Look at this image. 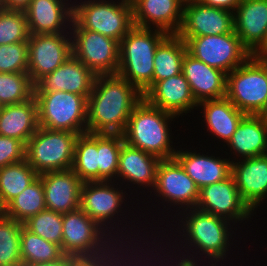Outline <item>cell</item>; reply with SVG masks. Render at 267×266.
<instances>
[{
    "label": "cell",
    "instance_id": "40",
    "mask_svg": "<svg viewBox=\"0 0 267 266\" xmlns=\"http://www.w3.org/2000/svg\"><path fill=\"white\" fill-rule=\"evenodd\" d=\"M107 236L106 234L105 237H102L87 249H76L69 254L72 266H107V262H110L112 258L113 250H116V246H113L115 242H111L113 238L110 237L107 239ZM108 242L110 243L108 244ZM111 243L113 244L111 245Z\"/></svg>",
    "mask_w": 267,
    "mask_h": 266
},
{
    "label": "cell",
    "instance_id": "29",
    "mask_svg": "<svg viewBox=\"0 0 267 266\" xmlns=\"http://www.w3.org/2000/svg\"><path fill=\"white\" fill-rule=\"evenodd\" d=\"M197 106H203L202 109L204 110L203 113L208 130L226 143L231 140L236 127L245 116L226 97L204 100L199 102Z\"/></svg>",
    "mask_w": 267,
    "mask_h": 266
},
{
    "label": "cell",
    "instance_id": "42",
    "mask_svg": "<svg viewBox=\"0 0 267 266\" xmlns=\"http://www.w3.org/2000/svg\"><path fill=\"white\" fill-rule=\"evenodd\" d=\"M25 149L18 139L0 135V168L24 160Z\"/></svg>",
    "mask_w": 267,
    "mask_h": 266
},
{
    "label": "cell",
    "instance_id": "17",
    "mask_svg": "<svg viewBox=\"0 0 267 266\" xmlns=\"http://www.w3.org/2000/svg\"><path fill=\"white\" fill-rule=\"evenodd\" d=\"M133 24L140 28L156 25L168 34H177L183 19L185 0H130Z\"/></svg>",
    "mask_w": 267,
    "mask_h": 266
},
{
    "label": "cell",
    "instance_id": "9",
    "mask_svg": "<svg viewBox=\"0 0 267 266\" xmlns=\"http://www.w3.org/2000/svg\"><path fill=\"white\" fill-rule=\"evenodd\" d=\"M72 55L96 75L117 74L120 43L98 32L80 28L73 20Z\"/></svg>",
    "mask_w": 267,
    "mask_h": 266
},
{
    "label": "cell",
    "instance_id": "37",
    "mask_svg": "<svg viewBox=\"0 0 267 266\" xmlns=\"http://www.w3.org/2000/svg\"><path fill=\"white\" fill-rule=\"evenodd\" d=\"M123 135L98 134V181H112L117 176Z\"/></svg>",
    "mask_w": 267,
    "mask_h": 266
},
{
    "label": "cell",
    "instance_id": "11",
    "mask_svg": "<svg viewBox=\"0 0 267 266\" xmlns=\"http://www.w3.org/2000/svg\"><path fill=\"white\" fill-rule=\"evenodd\" d=\"M66 33L30 34L28 39V74L35 84L72 56V39Z\"/></svg>",
    "mask_w": 267,
    "mask_h": 266
},
{
    "label": "cell",
    "instance_id": "35",
    "mask_svg": "<svg viewBox=\"0 0 267 266\" xmlns=\"http://www.w3.org/2000/svg\"><path fill=\"white\" fill-rule=\"evenodd\" d=\"M24 223L3 216L0 218V266H23L20 253V232Z\"/></svg>",
    "mask_w": 267,
    "mask_h": 266
},
{
    "label": "cell",
    "instance_id": "28",
    "mask_svg": "<svg viewBox=\"0 0 267 266\" xmlns=\"http://www.w3.org/2000/svg\"><path fill=\"white\" fill-rule=\"evenodd\" d=\"M242 159L267 154V122L259 115H245L227 143Z\"/></svg>",
    "mask_w": 267,
    "mask_h": 266
},
{
    "label": "cell",
    "instance_id": "31",
    "mask_svg": "<svg viewBox=\"0 0 267 266\" xmlns=\"http://www.w3.org/2000/svg\"><path fill=\"white\" fill-rule=\"evenodd\" d=\"M98 165V134L78 135L72 170L83 182L98 181Z\"/></svg>",
    "mask_w": 267,
    "mask_h": 266
},
{
    "label": "cell",
    "instance_id": "3",
    "mask_svg": "<svg viewBox=\"0 0 267 266\" xmlns=\"http://www.w3.org/2000/svg\"><path fill=\"white\" fill-rule=\"evenodd\" d=\"M176 116L150 105L144 98L132 111L124 142L144 152L157 156L161 160L172 159L176 150L170 140L169 121Z\"/></svg>",
    "mask_w": 267,
    "mask_h": 266
},
{
    "label": "cell",
    "instance_id": "20",
    "mask_svg": "<svg viewBox=\"0 0 267 266\" xmlns=\"http://www.w3.org/2000/svg\"><path fill=\"white\" fill-rule=\"evenodd\" d=\"M144 99L150 105L178 117L194 109V106L198 107L189 82L182 73L156 82L144 94Z\"/></svg>",
    "mask_w": 267,
    "mask_h": 266
},
{
    "label": "cell",
    "instance_id": "30",
    "mask_svg": "<svg viewBox=\"0 0 267 266\" xmlns=\"http://www.w3.org/2000/svg\"><path fill=\"white\" fill-rule=\"evenodd\" d=\"M186 52L185 41L177 34H169L155 51L153 85L182 73V63Z\"/></svg>",
    "mask_w": 267,
    "mask_h": 266
},
{
    "label": "cell",
    "instance_id": "43",
    "mask_svg": "<svg viewBox=\"0 0 267 266\" xmlns=\"http://www.w3.org/2000/svg\"><path fill=\"white\" fill-rule=\"evenodd\" d=\"M204 5L234 12L241 0H198Z\"/></svg>",
    "mask_w": 267,
    "mask_h": 266
},
{
    "label": "cell",
    "instance_id": "10",
    "mask_svg": "<svg viewBox=\"0 0 267 266\" xmlns=\"http://www.w3.org/2000/svg\"><path fill=\"white\" fill-rule=\"evenodd\" d=\"M185 43L187 52L195 59L226 74L252 55L234 30L228 34L191 37Z\"/></svg>",
    "mask_w": 267,
    "mask_h": 266
},
{
    "label": "cell",
    "instance_id": "23",
    "mask_svg": "<svg viewBox=\"0 0 267 266\" xmlns=\"http://www.w3.org/2000/svg\"><path fill=\"white\" fill-rule=\"evenodd\" d=\"M66 4L65 0H31L25 11L29 33H64L67 31L64 30L66 29L64 26L67 27L72 22L73 7L72 4L70 6Z\"/></svg>",
    "mask_w": 267,
    "mask_h": 266
},
{
    "label": "cell",
    "instance_id": "32",
    "mask_svg": "<svg viewBox=\"0 0 267 266\" xmlns=\"http://www.w3.org/2000/svg\"><path fill=\"white\" fill-rule=\"evenodd\" d=\"M45 209L44 188L38 177L5 206V216L24 223Z\"/></svg>",
    "mask_w": 267,
    "mask_h": 266
},
{
    "label": "cell",
    "instance_id": "19",
    "mask_svg": "<svg viewBox=\"0 0 267 266\" xmlns=\"http://www.w3.org/2000/svg\"><path fill=\"white\" fill-rule=\"evenodd\" d=\"M110 183L112 181L83 182L81 187L80 208L103 229H108L106 222L118 215L124 202L123 190Z\"/></svg>",
    "mask_w": 267,
    "mask_h": 266
},
{
    "label": "cell",
    "instance_id": "5",
    "mask_svg": "<svg viewBox=\"0 0 267 266\" xmlns=\"http://www.w3.org/2000/svg\"><path fill=\"white\" fill-rule=\"evenodd\" d=\"M39 127L49 130L87 132V99L66 91L34 92Z\"/></svg>",
    "mask_w": 267,
    "mask_h": 266
},
{
    "label": "cell",
    "instance_id": "14",
    "mask_svg": "<svg viewBox=\"0 0 267 266\" xmlns=\"http://www.w3.org/2000/svg\"><path fill=\"white\" fill-rule=\"evenodd\" d=\"M153 190L158 197L170 204L181 205L185 211L195 208L199 200L198 187L175 158L160 161Z\"/></svg>",
    "mask_w": 267,
    "mask_h": 266
},
{
    "label": "cell",
    "instance_id": "4",
    "mask_svg": "<svg viewBox=\"0 0 267 266\" xmlns=\"http://www.w3.org/2000/svg\"><path fill=\"white\" fill-rule=\"evenodd\" d=\"M225 97L245 115H260L267 104V62L261 55L226 75Z\"/></svg>",
    "mask_w": 267,
    "mask_h": 266
},
{
    "label": "cell",
    "instance_id": "26",
    "mask_svg": "<svg viewBox=\"0 0 267 266\" xmlns=\"http://www.w3.org/2000/svg\"><path fill=\"white\" fill-rule=\"evenodd\" d=\"M161 159L123 142L119 152L117 177L138 186L154 187Z\"/></svg>",
    "mask_w": 267,
    "mask_h": 266
},
{
    "label": "cell",
    "instance_id": "12",
    "mask_svg": "<svg viewBox=\"0 0 267 266\" xmlns=\"http://www.w3.org/2000/svg\"><path fill=\"white\" fill-rule=\"evenodd\" d=\"M233 30L232 11L204 5L198 0H185L182 24L177 33L185 42L191 37L228 34Z\"/></svg>",
    "mask_w": 267,
    "mask_h": 266
},
{
    "label": "cell",
    "instance_id": "13",
    "mask_svg": "<svg viewBox=\"0 0 267 266\" xmlns=\"http://www.w3.org/2000/svg\"><path fill=\"white\" fill-rule=\"evenodd\" d=\"M199 211L225 218L231 222L249 218L253 211L240 197L232 174L219 182L199 190V200L195 207Z\"/></svg>",
    "mask_w": 267,
    "mask_h": 266
},
{
    "label": "cell",
    "instance_id": "21",
    "mask_svg": "<svg viewBox=\"0 0 267 266\" xmlns=\"http://www.w3.org/2000/svg\"><path fill=\"white\" fill-rule=\"evenodd\" d=\"M232 162L234 177L240 197L254 211L267 197V154Z\"/></svg>",
    "mask_w": 267,
    "mask_h": 266
},
{
    "label": "cell",
    "instance_id": "22",
    "mask_svg": "<svg viewBox=\"0 0 267 266\" xmlns=\"http://www.w3.org/2000/svg\"><path fill=\"white\" fill-rule=\"evenodd\" d=\"M182 74L189 82L191 93L197 103L225 97L227 74L195 59L188 52L184 55Z\"/></svg>",
    "mask_w": 267,
    "mask_h": 266
},
{
    "label": "cell",
    "instance_id": "18",
    "mask_svg": "<svg viewBox=\"0 0 267 266\" xmlns=\"http://www.w3.org/2000/svg\"><path fill=\"white\" fill-rule=\"evenodd\" d=\"M43 184L46 209L67 213L80 208L83 181L72 169L39 174Z\"/></svg>",
    "mask_w": 267,
    "mask_h": 266
},
{
    "label": "cell",
    "instance_id": "50",
    "mask_svg": "<svg viewBox=\"0 0 267 266\" xmlns=\"http://www.w3.org/2000/svg\"><path fill=\"white\" fill-rule=\"evenodd\" d=\"M4 9V0H0V10Z\"/></svg>",
    "mask_w": 267,
    "mask_h": 266
},
{
    "label": "cell",
    "instance_id": "6",
    "mask_svg": "<svg viewBox=\"0 0 267 266\" xmlns=\"http://www.w3.org/2000/svg\"><path fill=\"white\" fill-rule=\"evenodd\" d=\"M78 135L39 127L26 143L25 159L38 174L72 169Z\"/></svg>",
    "mask_w": 267,
    "mask_h": 266
},
{
    "label": "cell",
    "instance_id": "1",
    "mask_svg": "<svg viewBox=\"0 0 267 266\" xmlns=\"http://www.w3.org/2000/svg\"><path fill=\"white\" fill-rule=\"evenodd\" d=\"M143 98L135 85L118 74L96 75L87 101V133L123 135Z\"/></svg>",
    "mask_w": 267,
    "mask_h": 266
},
{
    "label": "cell",
    "instance_id": "16",
    "mask_svg": "<svg viewBox=\"0 0 267 266\" xmlns=\"http://www.w3.org/2000/svg\"><path fill=\"white\" fill-rule=\"evenodd\" d=\"M95 78L96 74L72 55L55 71L40 78L34 84V92L66 91L88 100Z\"/></svg>",
    "mask_w": 267,
    "mask_h": 266
},
{
    "label": "cell",
    "instance_id": "44",
    "mask_svg": "<svg viewBox=\"0 0 267 266\" xmlns=\"http://www.w3.org/2000/svg\"><path fill=\"white\" fill-rule=\"evenodd\" d=\"M31 0H4V9L25 12Z\"/></svg>",
    "mask_w": 267,
    "mask_h": 266
},
{
    "label": "cell",
    "instance_id": "38",
    "mask_svg": "<svg viewBox=\"0 0 267 266\" xmlns=\"http://www.w3.org/2000/svg\"><path fill=\"white\" fill-rule=\"evenodd\" d=\"M24 226L32 233L61 247L62 213L42 210L24 222Z\"/></svg>",
    "mask_w": 267,
    "mask_h": 266
},
{
    "label": "cell",
    "instance_id": "36",
    "mask_svg": "<svg viewBox=\"0 0 267 266\" xmlns=\"http://www.w3.org/2000/svg\"><path fill=\"white\" fill-rule=\"evenodd\" d=\"M35 85L28 73H0V104H20L34 97Z\"/></svg>",
    "mask_w": 267,
    "mask_h": 266
},
{
    "label": "cell",
    "instance_id": "24",
    "mask_svg": "<svg viewBox=\"0 0 267 266\" xmlns=\"http://www.w3.org/2000/svg\"><path fill=\"white\" fill-rule=\"evenodd\" d=\"M213 157L186 150H177L174 156L199 190L228 178L232 173L233 161Z\"/></svg>",
    "mask_w": 267,
    "mask_h": 266
},
{
    "label": "cell",
    "instance_id": "34",
    "mask_svg": "<svg viewBox=\"0 0 267 266\" xmlns=\"http://www.w3.org/2000/svg\"><path fill=\"white\" fill-rule=\"evenodd\" d=\"M20 253L23 265L51 262L64 255L59 245L32 233L24 225L20 232Z\"/></svg>",
    "mask_w": 267,
    "mask_h": 266
},
{
    "label": "cell",
    "instance_id": "48",
    "mask_svg": "<svg viewBox=\"0 0 267 266\" xmlns=\"http://www.w3.org/2000/svg\"><path fill=\"white\" fill-rule=\"evenodd\" d=\"M5 216V205L3 204L1 198H0V218Z\"/></svg>",
    "mask_w": 267,
    "mask_h": 266
},
{
    "label": "cell",
    "instance_id": "15",
    "mask_svg": "<svg viewBox=\"0 0 267 266\" xmlns=\"http://www.w3.org/2000/svg\"><path fill=\"white\" fill-rule=\"evenodd\" d=\"M233 12L234 31L252 54L267 50V0H241Z\"/></svg>",
    "mask_w": 267,
    "mask_h": 266
},
{
    "label": "cell",
    "instance_id": "8",
    "mask_svg": "<svg viewBox=\"0 0 267 266\" xmlns=\"http://www.w3.org/2000/svg\"><path fill=\"white\" fill-rule=\"evenodd\" d=\"M182 215L187 216L184 217L185 222L182 220L180 222L183 225L181 230L183 233L185 232V235L182 234V236L186 237L184 239L189 242L187 244L191 245L189 249L194 245L193 247L197 250L207 254L206 256L212 260L211 266H216V262L214 265L213 260L219 261L226 258L229 246V220L199 211L196 208L188 210L187 215L184 212Z\"/></svg>",
    "mask_w": 267,
    "mask_h": 266
},
{
    "label": "cell",
    "instance_id": "25",
    "mask_svg": "<svg viewBox=\"0 0 267 266\" xmlns=\"http://www.w3.org/2000/svg\"><path fill=\"white\" fill-rule=\"evenodd\" d=\"M106 233L105 229L92 220L81 208L62 214L61 249L65 255L71 254L76 249L89 248Z\"/></svg>",
    "mask_w": 267,
    "mask_h": 266
},
{
    "label": "cell",
    "instance_id": "47",
    "mask_svg": "<svg viewBox=\"0 0 267 266\" xmlns=\"http://www.w3.org/2000/svg\"><path fill=\"white\" fill-rule=\"evenodd\" d=\"M264 121L267 122V104L265 106V108L263 109V111L260 113L259 115Z\"/></svg>",
    "mask_w": 267,
    "mask_h": 266
},
{
    "label": "cell",
    "instance_id": "2",
    "mask_svg": "<svg viewBox=\"0 0 267 266\" xmlns=\"http://www.w3.org/2000/svg\"><path fill=\"white\" fill-rule=\"evenodd\" d=\"M151 29L134 26L122 38L119 48L117 74L135 85L143 95L153 86L156 48L169 35L160 29Z\"/></svg>",
    "mask_w": 267,
    "mask_h": 266
},
{
    "label": "cell",
    "instance_id": "33",
    "mask_svg": "<svg viewBox=\"0 0 267 266\" xmlns=\"http://www.w3.org/2000/svg\"><path fill=\"white\" fill-rule=\"evenodd\" d=\"M26 159L0 168V198L6 206L38 178Z\"/></svg>",
    "mask_w": 267,
    "mask_h": 266
},
{
    "label": "cell",
    "instance_id": "39",
    "mask_svg": "<svg viewBox=\"0 0 267 266\" xmlns=\"http://www.w3.org/2000/svg\"><path fill=\"white\" fill-rule=\"evenodd\" d=\"M29 35L25 12L0 10V45L27 42Z\"/></svg>",
    "mask_w": 267,
    "mask_h": 266
},
{
    "label": "cell",
    "instance_id": "46",
    "mask_svg": "<svg viewBox=\"0 0 267 266\" xmlns=\"http://www.w3.org/2000/svg\"><path fill=\"white\" fill-rule=\"evenodd\" d=\"M119 248H120V247H118L116 251H115V250L113 251L114 254L112 253V258L110 259V262H107V266H122V264H123V266H127V265L134 264L133 262L130 261V259H129V261H127L128 263L130 262V263L128 264V263L126 262V260H128L127 257H125V258H126V259H125V258H123V257H124L123 255H121V257H120L119 255H118V256L116 255V253L118 252V250H119L120 253H121V251H122V250L119 249ZM114 257H117V258H114ZM119 258H120V260H119ZM121 258H122V259H121ZM123 259H124V260H123ZM118 261H119V262H118ZM122 261H123L124 263H123ZM116 263H117L118 265H117ZM121 263H122V264H121ZM124 264H125V265H124Z\"/></svg>",
    "mask_w": 267,
    "mask_h": 266
},
{
    "label": "cell",
    "instance_id": "7",
    "mask_svg": "<svg viewBox=\"0 0 267 266\" xmlns=\"http://www.w3.org/2000/svg\"><path fill=\"white\" fill-rule=\"evenodd\" d=\"M115 1L88 0L72 5V20L82 29L98 32L120 43L134 27L130 0Z\"/></svg>",
    "mask_w": 267,
    "mask_h": 266
},
{
    "label": "cell",
    "instance_id": "49",
    "mask_svg": "<svg viewBox=\"0 0 267 266\" xmlns=\"http://www.w3.org/2000/svg\"><path fill=\"white\" fill-rule=\"evenodd\" d=\"M261 56L265 59V61L267 62V50L264 51Z\"/></svg>",
    "mask_w": 267,
    "mask_h": 266
},
{
    "label": "cell",
    "instance_id": "45",
    "mask_svg": "<svg viewBox=\"0 0 267 266\" xmlns=\"http://www.w3.org/2000/svg\"><path fill=\"white\" fill-rule=\"evenodd\" d=\"M23 266H72V264L69 255L64 254L61 258L55 261L24 264Z\"/></svg>",
    "mask_w": 267,
    "mask_h": 266
},
{
    "label": "cell",
    "instance_id": "41",
    "mask_svg": "<svg viewBox=\"0 0 267 266\" xmlns=\"http://www.w3.org/2000/svg\"><path fill=\"white\" fill-rule=\"evenodd\" d=\"M28 41L0 45V73L28 72Z\"/></svg>",
    "mask_w": 267,
    "mask_h": 266
},
{
    "label": "cell",
    "instance_id": "27",
    "mask_svg": "<svg viewBox=\"0 0 267 266\" xmlns=\"http://www.w3.org/2000/svg\"><path fill=\"white\" fill-rule=\"evenodd\" d=\"M38 128V106L35 97L20 104L1 107V136L18 139L26 145Z\"/></svg>",
    "mask_w": 267,
    "mask_h": 266
}]
</instances>
